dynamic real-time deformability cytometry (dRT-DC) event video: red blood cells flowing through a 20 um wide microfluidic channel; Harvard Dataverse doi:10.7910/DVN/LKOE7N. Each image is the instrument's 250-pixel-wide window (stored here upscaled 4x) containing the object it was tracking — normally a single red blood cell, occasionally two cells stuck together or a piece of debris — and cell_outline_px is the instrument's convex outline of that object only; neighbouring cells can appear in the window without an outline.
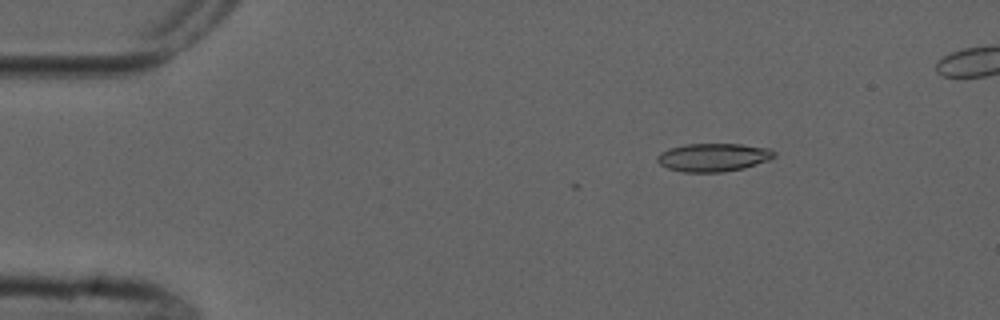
{"species": "common noctule bat (a hibernating species)", "species_latin": "Nyctalus noctula", "temperature_condition": "cold", "stored_images_in_passage": 5, "camera_frame_rate_fps": 3000, "um_per_image_px": 0.085, "animal": {"sex": "male", "forearm_length_mm": 52.5}, "frame": {"image": 1, "passage_image": 2, "time_ms": 1.333, "image_size_px": [1000, 320], "cell_outline_px": [[776, 156], [768, 160], [744, 168], [724, 172], [684, 172], [668, 168], [660, 164], [656, 160], [656, 156], [660, 152], [668, 148], [684, 144], [740, 144], [772, 148], [776, 152]], "centroid_in_image_um": [60.64, 13.36], "position_along_channel_um": 24.4, "area_um2": 19.42}}